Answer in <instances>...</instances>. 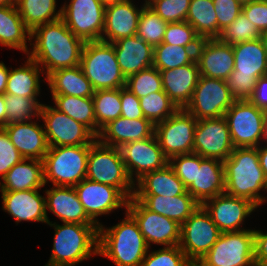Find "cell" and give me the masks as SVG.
<instances>
[{
	"label": "cell",
	"instance_id": "1",
	"mask_svg": "<svg viewBox=\"0 0 267 266\" xmlns=\"http://www.w3.org/2000/svg\"><path fill=\"white\" fill-rule=\"evenodd\" d=\"M29 44L31 48L27 56L43 69V78H46L55 70L80 65L85 42L60 18L34 28Z\"/></svg>",
	"mask_w": 267,
	"mask_h": 266
},
{
	"label": "cell",
	"instance_id": "2",
	"mask_svg": "<svg viewBox=\"0 0 267 266\" xmlns=\"http://www.w3.org/2000/svg\"><path fill=\"white\" fill-rule=\"evenodd\" d=\"M125 218L111 227L99 226L98 256L116 266H140L150 247L134 217L125 210Z\"/></svg>",
	"mask_w": 267,
	"mask_h": 266
},
{
	"label": "cell",
	"instance_id": "3",
	"mask_svg": "<svg viewBox=\"0 0 267 266\" xmlns=\"http://www.w3.org/2000/svg\"><path fill=\"white\" fill-rule=\"evenodd\" d=\"M225 193L246 198L260 208L267 179L257 147H236L224 161ZM262 191V192H261Z\"/></svg>",
	"mask_w": 267,
	"mask_h": 266
},
{
	"label": "cell",
	"instance_id": "4",
	"mask_svg": "<svg viewBox=\"0 0 267 266\" xmlns=\"http://www.w3.org/2000/svg\"><path fill=\"white\" fill-rule=\"evenodd\" d=\"M54 229L51 256L44 266H76L98 255L99 227L78 223L47 224ZM92 256V257H91Z\"/></svg>",
	"mask_w": 267,
	"mask_h": 266
},
{
	"label": "cell",
	"instance_id": "5",
	"mask_svg": "<svg viewBox=\"0 0 267 266\" xmlns=\"http://www.w3.org/2000/svg\"><path fill=\"white\" fill-rule=\"evenodd\" d=\"M80 66L95 91L126 86L112 43L102 40L85 42Z\"/></svg>",
	"mask_w": 267,
	"mask_h": 266
},
{
	"label": "cell",
	"instance_id": "6",
	"mask_svg": "<svg viewBox=\"0 0 267 266\" xmlns=\"http://www.w3.org/2000/svg\"><path fill=\"white\" fill-rule=\"evenodd\" d=\"M86 178L117 188L128 200L134 196L135 184L126 171L120 149L98 139L90 144Z\"/></svg>",
	"mask_w": 267,
	"mask_h": 266
},
{
	"label": "cell",
	"instance_id": "7",
	"mask_svg": "<svg viewBox=\"0 0 267 266\" xmlns=\"http://www.w3.org/2000/svg\"><path fill=\"white\" fill-rule=\"evenodd\" d=\"M90 145L49 147L43 159L45 185L74 187L86 178Z\"/></svg>",
	"mask_w": 267,
	"mask_h": 266
},
{
	"label": "cell",
	"instance_id": "8",
	"mask_svg": "<svg viewBox=\"0 0 267 266\" xmlns=\"http://www.w3.org/2000/svg\"><path fill=\"white\" fill-rule=\"evenodd\" d=\"M224 117L234 148L258 147L261 144L266 111L259 109L250 100H236Z\"/></svg>",
	"mask_w": 267,
	"mask_h": 266
},
{
	"label": "cell",
	"instance_id": "9",
	"mask_svg": "<svg viewBox=\"0 0 267 266\" xmlns=\"http://www.w3.org/2000/svg\"><path fill=\"white\" fill-rule=\"evenodd\" d=\"M254 229L221 233L200 260L206 266H255Z\"/></svg>",
	"mask_w": 267,
	"mask_h": 266
},
{
	"label": "cell",
	"instance_id": "10",
	"mask_svg": "<svg viewBox=\"0 0 267 266\" xmlns=\"http://www.w3.org/2000/svg\"><path fill=\"white\" fill-rule=\"evenodd\" d=\"M105 8L99 0H68L61 6V19L84 42L101 40Z\"/></svg>",
	"mask_w": 267,
	"mask_h": 266
},
{
	"label": "cell",
	"instance_id": "11",
	"mask_svg": "<svg viewBox=\"0 0 267 266\" xmlns=\"http://www.w3.org/2000/svg\"><path fill=\"white\" fill-rule=\"evenodd\" d=\"M226 80L200 76L190 102L184 108L197 120L218 118L235 102Z\"/></svg>",
	"mask_w": 267,
	"mask_h": 266
},
{
	"label": "cell",
	"instance_id": "12",
	"mask_svg": "<svg viewBox=\"0 0 267 266\" xmlns=\"http://www.w3.org/2000/svg\"><path fill=\"white\" fill-rule=\"evenodd\" d=\"M197 119L184 108L178 109L166 120L155 124V136L165 155L172 157L193 152Z\"/></svg>",
	"mask_w": 267,
	"mask_h": 266
},
{
	"label": "cell",
	"instance_id": "13",
	"mask_svg": "<svg viewBox=\"0 0 267 266\" xmlns=\"http://www.w3.org/2000/svg\"><path fill=\"white\" fill-rule=\"evenodd\" d=\"M40 118L43 121L49 147L90 145L97 139L88 127L58 111L52 105L43 103Z\"/></svg>",
	"mask_w": 267,
	"mask_h": 266
},
{
	"label": "cell",
	"instance_id": "14",
	"mask_svg": "<svg viewBox=\"0 0 267 266\" xmlns=\"http://www.w3.org/2000/svg\"><path fill=\"white\" fill-rule=\"evenodd\" d=\"M221 232L201 205L182 225L179 247L188 260H201L216 243Z\"/></svg>",
	"mask_w": 267,
	"mask_h": 266
},
{
	"label": "cell",
	"instance_id": "15",
	"mask_svg": "<svg viewBox=\"0 0 267 266\" xmlns=\"http://www.w3.org/2000/svg\"><path fill=\"white\" fill-rule=\"evenodd\" d=\"M126 210L138 223L150 248L153 244L162 247L179 245L181 225L176 221L148 210L134 196L128 200Z\"/></svg>",
	"mask_w": 267,
	"mask_h": 266
},
{
	"label": "cell",
	"instance_id": "16",
	"mask_svg": "<svg viewBox=\"0 0 267 266\" xmlns=\"http://www.w3.org/2000/svg\"><path fill=\"white\" fill-rule=\"evenodd\" d=\"M79 201L87 216L99 227L98 217L107 216L115 210H126L128 199L115 187L101 184L87 178L74 186Z\"/></svg>",
	"mask_w": 267,
	"mask_h": 266
},
{
	"label": "cell",
	"instance_id": "17",
	"mask_svg": "<svg viewBox=\"0 0 267 266\" xmlns=\"http://www.w3.org/2000/svg\"><path fill=\"white\" fill-rule=\"evenodd\" d=\"M119 149L134 184L146 173L160 170L169 164L155 134L150 138L125 143Z\"/></svg>",
	"mask_w": 267,
	"mask_h": 266
},
{
	"label": "cell",
	"instance_id": "18",
	"mask_svg": "<svg viewBox=\"0 0 267 266\" xmlns=\"http://www.w3.org/2000/svg\"><path fill=\"white\" fill-rule=\"evenodd\" d=\"M234 149L224 116L197 120L193 152L204 158L225 161Z\"/></svg>",
	"mask_w": 267,
	"mask_h": 266
},
{
	"label": "cell",
	"instance_id": "19",
	"mask_svg": "<svg viewBox=\"0 0 267 266\" xmlns=\"http://www.w3.org/2000/svg\"><path fill=\"white\" fill-rule=\"evenodd\" d=\"M202 206L221 233L245 230L242 226L245 219L251 217L250 215L258 209L250 200L225 192L207 199Z\"/></svg>",
	"mask_w": 267,
	"mask_h": 266
},
{
	"label": "cell",
	"instance_id": "20",
	"mask_svg": "<svg viewBox=\"0 0 267 266\" xmlns=\"http://www.w3.org/2000/svg\"><path fill=\"white\" fill-rule=\"evenodd\" d=\"M138 7L133 0H125L105 8L104 30L101 40L109 43L135 36L146 0ZM135 3V4H134Z\"/></svg>",
	"mask_w": 267,
	"mask_h": 266
},
{
	"label": "cell",
	"instance_id": "21",
	"mask_svg": "<svg viewBox=\"0 0 267 266\" xmlns=\"http://www.w3.org/2000/svg\"><path fill=\"white\" fill-rule=\"evenodd\" d=\"M40 190L1 192V208L16 220V225L24 221L48 224L45 195L42 196Z\"/></svg>",
	"mask_w": 267,
	"mask_h": 266
},
{
	"label": "cell",
	"instance_id": "22",
	"mask_svg": "<svg viewBox=\"0 0 267 266\" xmlns=\"http://www.w3.org/2000/svg\"><path fill=\"white\" fill-rule=\"evenodd\" d=\"M200 76L226 80L234 70L232 45L218 39L201 40L196 50Z\"/></svg>",
	"mask_w": 267,
	"mask_h": 266
},
{
	"label": "cell",
	"instance_id": "23",
	"mask_svg": "<svg viewBox=\"0 0 267 266\" xmlns=\"http://www.w3.org/2000/svg\"><path fill=\"white\" fill-rule=\"evenodd\" d=\"M41 118L33 121L7 124L6 130L10 141L25 159H44L49 145ZM39 121V122H38Z\"/></svg>",
	"mask_w": 267,
	"mask_h": 266
},
{
	"label": "cell",
	"instance_id": "24",
	"mask_svg": "<svg viewBox=\"0 0 267 266\" xmlns=\"http://www.w3.org/2000/svg\"><path fill=\"white\" fill-rule=\"evenodd\" d=\"M45 192L46 213L48 210L63 223L96 225L86 214L72 186H54Z\"/></svg>",
	"mask_w": 267,
	"mask_h": 266
},
{
	"label": "cell",
	"instance_id": "25",
	"mask_svg": "<svg viewBox=\"0 0 267 266\" xmlns=\"http://www.w3.org/2000/svg\"><path fill=\"white\" fill-rule=\"evenodd\" d=\"M155 133V125L146 118L127 119L122 116L104 126L97 139L107 146L120 148L131 141L150 138Z\"/></svg>",
	"mask_w": 267,
	"mask_h": 266
},
{
	"label": "cell",
	"instance_id": "26",
	"mask_svg": "<svg viewBox=\"0 0 267 266\" xmlns=\"http://www.w3.org/2000/svg\"><path fill=\"white\" fill-rule=\"evenodd\" d=\"M187 192L202 205L207 199L225 192L224 162L201 156V164L196 165L194 182Z\"/></svg>",
	"mask_w": 267,
	"mask_h": 266
},
{
	"label": "cell",
	"instance_id": "27",
	"mask_svg": "<svg viewBox=\"0 0 267 266\" xmlns=\"http://www.w3.org/2000/svg\"><path fill=\"white\" fill-rule=\"evenodd\" d=\"M112 45L117 62L126 79L153 66L154 47L137 35L120 39Z\"/></svg>",
	"mask_w": 267,
	"mask_h": 266
},
{
	"label": "cell",
	"instance_id": "28",
	"mask_svg": "<svg viewBox=\"0 0 267 266\" xmlns=\"http://www.w3.org/2000/svg\"><path fill=\"white\" fill-rule=\"evenodd\" d=\"M163 91L179 108H185L190 102L198 83L200 72L196 60L185 66L160 71Z\"/></svg>",
	"mask_w": 267,
	"mask_h": 266
},
{
	"label": "cell",
	"instance_id": "29",
	"mask_svg": "<svg viewBox=\"0 0 267 266\" xmlns=\"http://www.w3.org/2000/svg\"><path fill=\"white\" fill-rule=\"evenodd\" d=\"M148 210L182 225L201 205L188 193L175 197L134 195Z\"/></svg>",
	"mask_w": 267,
	"mask_h": 266
},
{
	"label": "cell",
	"instance_id": "30",
	"mask_svg": "<svg viewBox=\"0 0 267 266\" xmlns=\"http://www.w3.org/2000/svg\"><path fill=\"white\" fill-rule=\"evenodd\" d=\"M44 165L39 159H23L15 164L0 181V192L42 189Z\"/></svg>",
	"mask_w": 267,
	"mask_h": 266
},
{
	"label": "cell",
	"instance_id": "31",
	"mask_svg": "<svg viewBox=\"0 0 267 266\" xmlns=\"http://www.w3.org/2000/svg\"><path fill=\"white\" fill-rule=\"evenodd\" d=\"M234 53V70L230 75H267V50L263 39L244 41L232 45Z\"/></svg>",
	"mask_w": 267,
	"mask_h": 266
},
{
	"label": "cell",
	"instance_id": "32",
	"mask_svg": "<svg viewBox=\"0 0 267 266\" xmlns=\"http://www.w3.org/2000/svg\"><path fill=\"white\" fill-rule=\"evenodd\" d=\"M31 31L25 26L15 5H0V45L29 53Z\"/></svg>",
	"mask_w": 267,
	"mask_h": 266
},
{
	"label": "cell",
	"instance_id": "33",
	"mask_svg": "<svg viewBox=\"0 0 267 266\" xmlns=\"http://www.w3.org/2000/svg\"><path fill=\"white\" fill-rule=\"evenodd\" d=\"M46 80L50 95L92 97L95 92L80 65L55 70L46 77Z\"/></svg>",
	"mask_w": 267,
	"mask_h": 266
},
{
	"label": "cell",
	"instance_id": "34",
	"mask_svg": "<svg viewBox=\"0 0 267 266\" xmlns=\"http://www.w3.org/2000/svg\"><path fill=\"white\" fill-rule=\"evenodd\" d=\"M187 188L176 176L173 168L167 164L160 170L146 173L135 183L134 195H160L175 197L185 194Z\"/></svg>",
	"mask_w": 267,
	"mask_h": 266
},
{
	"label": "cell",
	"instance_id": "35",
	"mask_svg": "<svg viewBox=\"0 0 267 266\" xmlns=\"http://www.w3.org/2000/svg\"><path fill=\"white\" fill-rule=\"evenodd\" d=\"M24 65L17 68H10L5 93L23 96L28 98H38L41 94V83L47 81L46 78L40 80L45 75L43 69L28 56Z\"/></svg>",
	"mask_w": 267,
	"mask_h": 266
},
{
	"label": "cell",
	"instance_id": "36",
	"mask_svg": "<svg viewBox=\"0 0 267 266\" xmlns=\"http://www.w3.org/2000/svg\"><path fill=\"white\" fill-rule=\"evenodd\" d=\"M53 107L88 127L97 136V124L92 97L51 95Z\"/></svg>",
	"mask_w": 267,
	"mask_h": 266
},
{
	"label": "cell",
	"instance_id": "37",
	"mask_svg": "<svg viewBox=\"0 0 267 266\" xmlns=\"http://www.w3.org/2000/svg\"><path fill=\"white\" fill-rule=\"evenodd\" d=\"M186 22L202 40L218 38V21L213 0H191Z\"/></svg>",
	"mask_w": 267,
	"mask_h": 266
},
{
	"label": "cell",
	"instance_id": "38",
	"mask_svg": "<svg viewBox=\"0 0 267 266\" xmlns=\"http://www.w3.org/2000/svg\"><path fill=\"white\" fill-rule=\"evenodd\" d=\"M57 1L17 0L16 6L25 26L32 31L39 25L61 18V7L57 9Z\"/></svg>",
	"mask_w": 267,
	"mask_h": 266
},
{
	"label": "cell",
	"instance_id": "39",
	"mask_svg": "<svg viewBox=\"0 0 267 266\" xmlns=\"http://www.w3.org/2000/svg\"><path fill=\"white\" fill-rule=\"evenodd\" d=\"M198 47H184L161 43L154 46L153 67L159 71L191 64L196 60Z\"/></svg>",
	"mask_w": 267,
	"mask_h": 266
},
{
	"label": "cell",
	"instance_id": "40",
	"mask_svg": "<svg viewBox=\"0 0 267 266\" xmlns=\"http://www.w3.org/2000/svg\"><path fill=\"white\" fill-rule=\"evenodd\" d=\"M92 99L98 136L104 126L121 116V88L96 90Z\"/></svg>",
	"mask_w": 267,
	"mask_h": 266
},
{
	"label": "cell",
	"instance_id": "41",
	"mask_svg": "<svg viewBox=\"0 0 267 266\" xmlns=\"http://www.w3.org/2000/svg\"><path fill=\"white\" fill-rule=\"evenodd\" d=\"M7 124L32 121L40 117L43 103L38 98H28L4 93Z\"/></svg>",
	"mask_w": 267,
	"mask_h": 266
},
{
	"label": "cell",
	"instance_id": "42",
	"mask_svg": "<svg viewBox=\"0 0 267 266\" xmlns=\"http://www.w3.org/2000/svg\"><path fill=\"white\" fill-rule=\"evenodd\" d=\"M139 99L144 118L154 125L166 120L179 109L164 91L154 92Z\"/></svg>",
	"mask_w": 267,
	"mask_h": 266
},
{
	"label": "cell",
	"instance_id": "43",
	"mask_svg": "<svg viewBox=\"0 0 267 266\" xmlns=\"http://www.w3.org/2000/svg\"><path fill=\"white\" fill-rule=\"evenodd\" d=\"M167 24L146 4L139 18L136 35L154 47L162 43Z\"/></svg>",
	"mask_w": 267,
	"mask_h": 266
},
{
	"label": "cell",
	"instance_id": "44",
	"mask_svg": "<svg viewBox=\"0 0 267 266\" xmlns=\"http://www.w3.org/2000/svg\"><path fill=\"white\" fill-rule=\"evenodd\" d=\"M262 35L257 27L241 12L232 23L221 30L217 39L222 43L235 45L244 41L260 39Z\"/></svg>",
	"mask_w": 267,
	"mask_h": 266
},
{
	"label": "cell",
	"instance_id": "45",
	"mask_svg": "<svg viewBox=\"0 0 267 266\" xmlns=\"http://www.w3.org/2000/svg\"><path fill=\"white\" fill-rule=\"evenodd\" d=\"M136 97L141 98L151 93L163 91L162 76L155 67H150L126 79V86Z\"/></svg>",
	"mask_w": 267,
	"mask_h": 266
},
{
	"label": "cell",
	"instance_id": "46",
	"mask_svg": "<svg viewBox=\"0 0 267 266\" xmlns=\"http://www.w3.org/2000/svg\"><path fill=\"white\" fill-rule=\"evenodd\" d=\"M187 262L185 253L176 245L158 250L150 248L140 266H186Z\"/></svg>",
	"mask_w": 267,
	"mask_h": 266
},
{
	"label": "cell",
	"instance_id": "47",
	"mask_svg": "<svg viewBox=\"0 0 267 266\" xmlns=\"http://www.w3.org/2000/svg\"><path fill=\"white\" fill-rule=\"evenodd\" d=\"M191 0H146L147 5L167 23L186 21Z\"/></svg>",
	"mask_w": 267,
	"mask_h": 266
},
{
	"label": "cell",
	"instance_id": "48",
	"mask_svg": "<svg viewBox=\"0 0 267 266\" xmlns=\"http://www.w3.org/2000/svg\"><path fill=\"white\" fill-rule=\"evenodd\" d=\"M201 38L186 21L168 23L162 43L184 47H199Z\"/></svg>",
	"mask_w": 267,
	"mask_h": 266
},
{
	"label": "cell",
	"instance_id": "49",
	"mask_svg": "<svg viewBox=\"0 0 267 266\" xmlns=\"http://www.w3.org/2000/svg\"><path fill=\"white\" fill-rule=\"evenodd\" d=\"M201 164V156L197 153H187L172 157L169 165L173 168L176 176L188 188L195 180L196 165Z\"/></svg>",
	"mask_w": 267,
	"mask_h": 266
},
{
	"label": "cell",
	"instance_id": "50",
	"mask_svg": "<svg viewBox=\"0 0 267 266\" xmlns=\"http://www.w3.org/2000/svg\"><path fill=\"white\" fill-rule=\"evenodd\" d=\"M24 157L15 148L3 127H0V181L5 174Z\"/></svg>",
	"mask_w": 267,
	"mask_h": 266
},
{
	"label": "cell",
	"instance_id": "51",
	"mask_svg": "<svg viewBox=\"0 0 267 266\" xmlns=\"http://www.w3.org/2000/svg\"><path fill=\"white\" fill-rule=\"evenodd\" d=\"M258 78L251 75H229L226 83L235 100H249L253 96Z\"/></svg>",
	"mask_w": 267,
	"mask_h": 266
},
{
	"label": "cell",
	"instance_id": "52",
	"mask_svg": "<svg viewBox=\"0 0 267 266\" xmlns=\"http://www.w3.org/2000/svg\"><path fill=\"white\" fill-rule=\"evenodd\" d=\"M218 21V37L222 29L232 23L242 12L237 0H213Z\"/></svg>",
	"mask_w": 267,
	"mask_h": 266
},
{
	"label": "cell",
	"instance_id": "53",
	"mask_svg": "<svg viewBox=\"0 0 267 266\" xmlns=\"http://www.w3.org/2000/svg\"><path fill=\"white\" fill-rule=\"evenodd\" d=\"M242 12L262 34L267 32V0H257L242 5Z\"/></svg>",
	"mask_w": 267,
	"mask_h": 266
},
{
	"label": "cell",
	"instance_id": "54",
	"mask_svg": "<svg viewBox=\"0 0 267 266\" xmlns=\"http://www.w3.org/2000/svg\"><path fill=\"white\" fill-rule=\"evenodd\" d=\"M121 116L127 119H140L144 118L140 99L136 97L129 89L126 87L121 88Z\"/></svg>",
	"mask_w": 267,
	"mask_h": 266
},
{
	"label": "cell",
	"instance_id": "55",
	"mask_svg": "<svg viewBox=\"0 0 267 266\" xmlns=\"http://www.w3.org/2000/svg\"><path fill=\"white\" fill-rule=\"evenodd\" d=\"M254 260L256 266H267V231L254 228Z\"/></svg>",
	"mask_w": 267,
	"mask_h": 266
},
{
	"label": "cell",
	"instance_id": "56",
	"mask_svg": "<svg viewBox=\"0 0 267 266\" xmlns=\"http://www.w3.org/2000/svg\"><path fill=\"white\" fill-rule=\"evenodd\" d=\"M249 100L259 109L267 111V75L258 78L253 96Z\"/></svg>",
	"mask_w": 267,
	"mask_h": 266
},
{
	"label": "cell",
	"instance_id": "57",
	"mask_svg": "<svg viewBox=\"0 0 267 266\" xmlns=\"http://www.w3.org/2000/svg\"><path fill=\"white\" fill-rule=\"evenodd\" d=\"M9 71L10 67H7L3 61H0V94H4L6 91Z\"/></svg>",
	"mask_w": 267,
	"mask_h": 266
},
{
	"label": "cell",
	"instance_id": "58",
	"mask_svg": "<svg viewBox=\"0 0 267 266\" xmlns=\"http://www.w3.org/2000/svg\"><path fill=\"white\" fill-rule=\"evenodd\" d=\"M260 166L264 172V175L267 179V146L259 145L257 147Z\"/></svg>",
	"mask_w": 267,
	"mask_h": 266
},
{
	"label": "cell",
	"instance_id": "59",
	"mask_svg": "<svg viewBox=\"0 0 267 266\" xmlns=\"http://www.w3.org/2000/svg\"><path fill=\"white\" fill-rule=\"evenodd\" d=\"M7 125V112L4 100V94H0V127Z\"/></svg>",
	"mask_w": 267,
	"mask_h": 266
},
{
	"label": "cell",
	"instance_id": "60",
	"mask_svg": "<svg viewBox=\"0 0 267 266\" xmlns=\"http://www.w3.org/2000/svg\"><path fill=\"white\" fill-rule=\"evenodd\" d=\"M260 145L267 146V111H266V123H265L263 138Z\"/></svg>",
	"mask_w": 267,
	"mask_h": 266
},
{
	"label": "cell",
	"instance_id": "61",
	"mask_svg": "<svg viewBox=\"0 0 267 266\" xmlns=\"http://www.w3.org/2000/svg\"><path fill=\"white\" fill-rule=\"evenodd\" d=\"M104 7H107L109 5H113V4H116L118 2H122V1H125V0H99Z\"/></svg>",
	"mask_w": 267,
	"mask_h": 266
},
{
	"label": "cell",
	"instance_id": "62",
	"mask_svg": "<svg viewBox=\"0 0 267 266\" xmlns=\"http://www.w3.org/2000/svg\"><path fill=\"white\" fill-rule=\"evenodd\" d=\"M186 266H206V265L200 260H188Z\"/></svg>",
	"mask_w": 267,
	"mask_h": 266
},
{
	"label": "cell",
	"instance_id": "63",
	"mask_svg": "<svg viewBox=\"0 0 267 266\" xmlns=\"http://www.w3.org/2000/svg\"><path fill=\"white\" fill-rule=\"evenodd\" d=\"M17 0H0V5H15Z\"/></svg>",
	"mask_w": 267,
	"mask_h": 266
},
{
	"label": "cell",
	"instance_id": "64",
	"mask_svg": "<svg viewBox=\"0 0 267 266\" xmlns=\"http://www.w3.org/2000/svg\"><path fill=\"white\" fill-rule=\"evenodd\" d=\"M261 38L263 39L265 48H266V50H267V32H266V33H263V35H262Z\"/></svg>",
	"mask_w": 267,
	"mask_h": 266
},
{
	"label": "cell",
	"instance_id": "65",
	"mask_svg": "<svg viewBox=\"0 0 267 266\" xmlns=\"http://www.w3.org/2000/svg\"><path fill=\"white\" fill-rule=\"evenodd\" d=\"M241 5H245V4H248L250 2H253V1H257V0H237Z\"/></svg>",
	"mask_w": 267,
	"mask_h": 266
},
{
	"label": "cell",
	"instance_id": "66",
	"mask_svg": "<svg viewBox=\"0 0 267 266\" xmlns=\"http://www.w3.org/2000/svg\"><path fill=\"white\" fill-rule=\"evenodd\" d=\"M265 193H267V184H266V188H265ZM266 202H267V196H264L263 199H262V202H261L260 206L265 205Z\"/></svg>",
	"mask_w": 267,
	"mask_h": 266
}]
</instances>
